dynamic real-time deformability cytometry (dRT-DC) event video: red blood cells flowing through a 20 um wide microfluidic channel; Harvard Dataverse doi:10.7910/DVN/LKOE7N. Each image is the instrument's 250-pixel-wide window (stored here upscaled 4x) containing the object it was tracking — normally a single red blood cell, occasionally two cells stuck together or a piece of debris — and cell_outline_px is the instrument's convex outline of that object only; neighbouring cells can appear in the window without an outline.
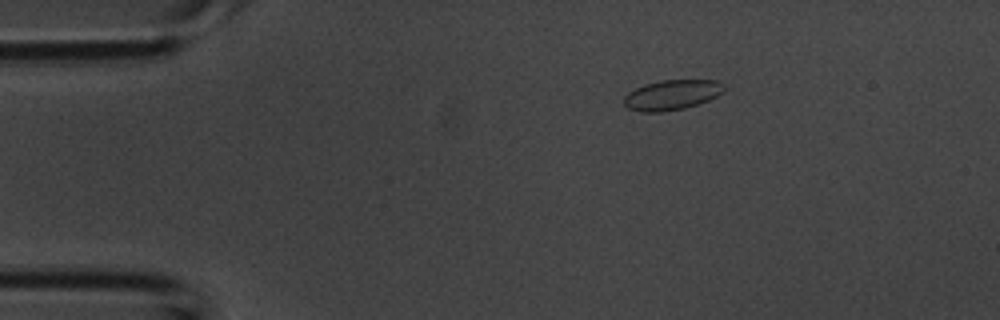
{"species": "common noctule bat (a hibernating species)", "species_latin": "Nyctalus noctula", "temperature_condition": "room temperature", "stored_images_in_passage": 38, "camera_frame_rate_fps": 3000, "um_per_image_px": 0.085, "animal": {"sex": "male", "body_mass_g": 20.1, "forearm_length_mm": 53.5}, "frame": {"image": 1, "passage_image": 2, "time_ms": 0.333, "image_size_px": [1000, 320], "cell_outline_px": [[724, 92], [708, 100], [684, 108], [660, 112], [640, 112], [628, 108], [624, 104], [624, 96], [628, 92], [644, 84], [660, 80], [720, 80], [724, 84]], "centroid_in_image_um": [57.1, 8.05], "position_along_channel_um": 27.9, "area_um2": 17.57}}
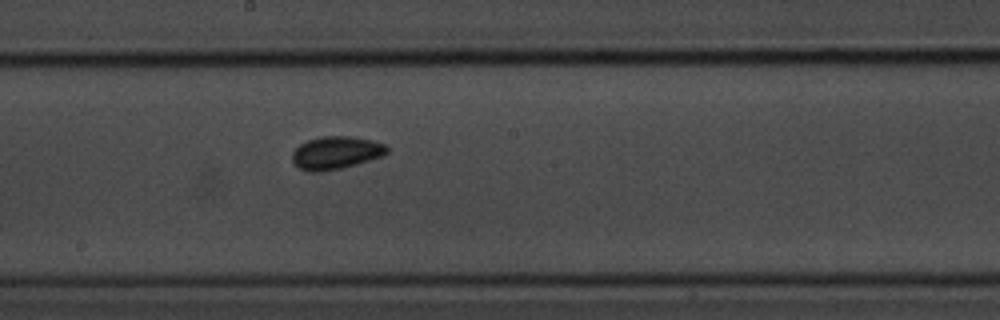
{"frame": {"image": 2, "passage_image": 18, "time_ms": 5.667, "image_size_px": [1000, 320], "cell_outline_px": [[388, 152], [384, 156], [356, 164], [340, 168], [320, 172], [308, 172], [300, 168], [292, 160], [292, 152], [300, 144], [308, 140], [320, 136], [352, 136], [372, 140], [384, 144], [388, 148]], "centroid_in_image_um": [28.56, 12.98], "position_along_channel_um": 219.6, "area_um2": 18.15}}
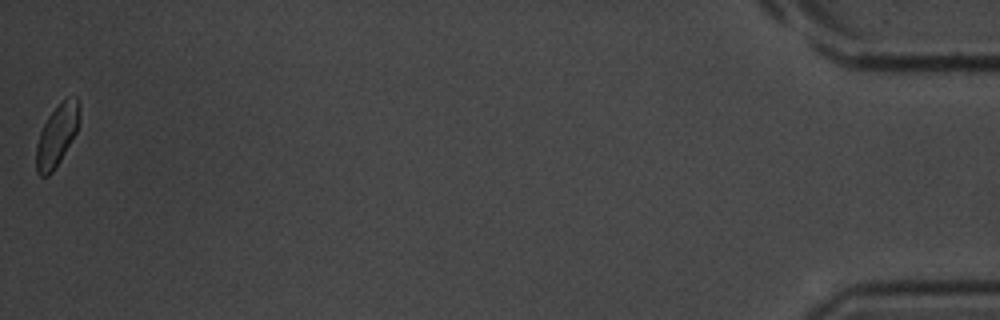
{"frame": {"image": 3, "passage_image": 38, "time_ms": 12.333, "image_size_px": [1000, 320], "cell_outline_px": [[80, 120], [76, 132], [60, 160], [52, 172], [48, 176], [40, 176], [36, 172], [36, 144], [40, 132], [48, 116], [68, 96], [76, 96], [80, 104]], "centroid_in_image_um": [4.84, 11.49], "position_along_channel_um": 430.4, "area_um2": 15.43}}